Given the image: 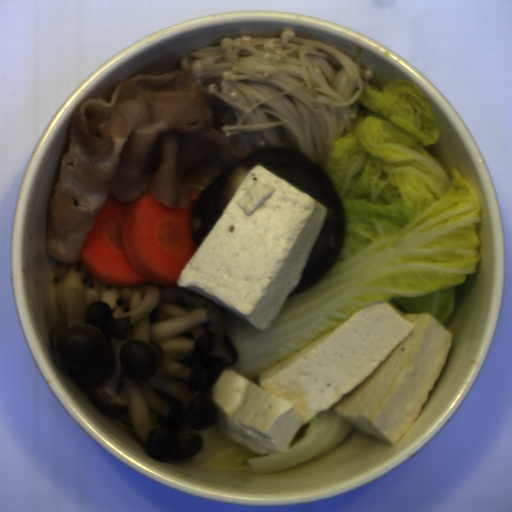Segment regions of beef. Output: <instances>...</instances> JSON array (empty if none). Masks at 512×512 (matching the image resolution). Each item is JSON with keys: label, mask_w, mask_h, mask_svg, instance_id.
Instances as JSON below:
<instances>
[{"label": "beef", "mask_w": 512, "mask_h": 512, "mask_svg": "<svg viewBox=\"0 0 512 512\" xmlns=\"http://www.w3.org/2000/svg\"><path fill=\"white\" fill-rule=\"evenodd\" d=\"M227 110L179 60L152 61L87 99L71 116L46 210L47 254L80 261L110 196L129 204L151 193L193 210L224 169L250 154L224 133Z\"/></svg>", "instance_id": "1"}]
</instances>
